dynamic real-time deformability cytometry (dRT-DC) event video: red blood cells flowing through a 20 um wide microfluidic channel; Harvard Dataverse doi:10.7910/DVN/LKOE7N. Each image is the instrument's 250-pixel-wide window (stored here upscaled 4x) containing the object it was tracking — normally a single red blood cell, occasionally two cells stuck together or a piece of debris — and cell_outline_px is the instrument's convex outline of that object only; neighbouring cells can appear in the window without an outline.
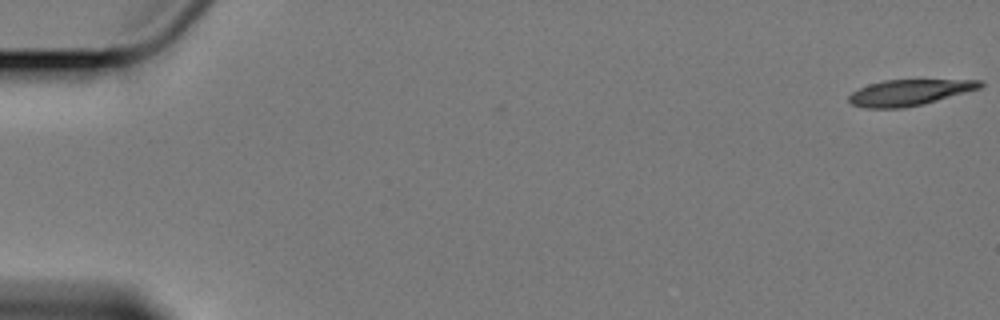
{"species": "Egyptian fruit bat (a non-hibernating species)", "species_latin": "Rousettus aegyptiacus", "temperature_condition": "cold", "stored_images_in_passage": 5, "camera_frame_rate_fps": 3000, "um_per_image_px": 0.085, "animal": {"sex": "female"}, "frame": {"image": 1, "passage_image": 1, "time_ms": 0.0, "image_size_px": [1000, 320], "cell_outline_px": [[984, 84], [980, 88], [924, 104], [904, 108], [864, 108], [852, 104], [848, 100], [848, 96], [852, 92], [868, 84], [884, 80], [984, 80]], "centroid_in_image_um": [77.28, 7.86], "position_along_channel_um": 7.7, "area_um2": 19.83}}